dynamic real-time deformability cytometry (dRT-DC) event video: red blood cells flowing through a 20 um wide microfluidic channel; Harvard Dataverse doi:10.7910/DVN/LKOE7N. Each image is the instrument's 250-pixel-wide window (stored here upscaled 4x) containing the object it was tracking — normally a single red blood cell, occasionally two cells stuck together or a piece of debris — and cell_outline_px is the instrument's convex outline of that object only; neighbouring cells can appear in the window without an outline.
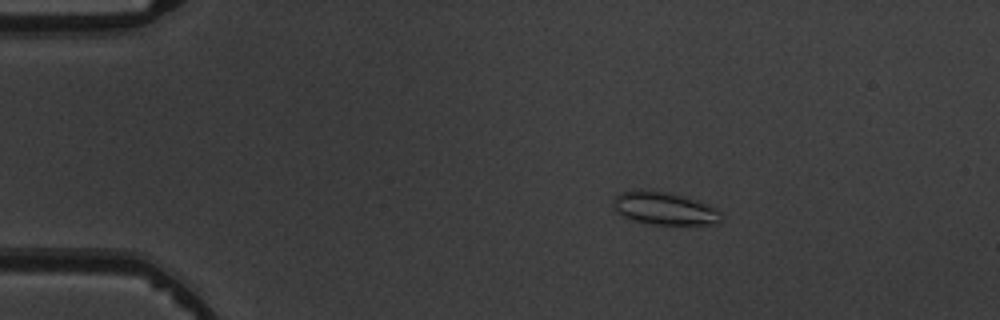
{"species": "common noctule bat (a hibernating species)", "species_latin": "Nyctalus noctula", "temperature_condition": "warm", "stored_images_in_passage": 6, "camera_frame_rate_fps": 3000, "um_per_image_px": 0.085, "animal": {"sex": "male", "body_mass_g": 19.5, "forearm_length_mm": 54.6}, "frame": {"image": 1, "passage_image": 2, "time_ms": 1.333, "image_size_px": [1000, 320], "cell_outline_px": [[724, 220], [720, 224], [652, 224], [632, 220], [620, 216], [612, 208], [612, 200], [620, 192], [640, 188], [668, 192], [684, 196], [708, 204], [716, 208], [724, 216]], "centroid_in_image_um": [56.45, 17.7], "position_along_channel_um": 28.5, "area_um2": 21.21}}
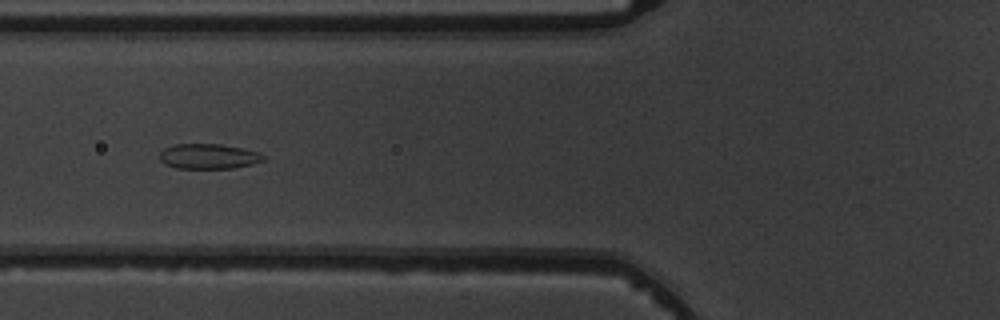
{"frame": {"image": 2, "passage_image": 5, "time_ms": 5.0, "image_size_px": [1000, 320], "cell_outline_px": [[264, 160], [252, 164], [232, 168], [176, 168], [164, 164], [160, 160], [160, 152], [164, 148], [172, 144], [220, 144], [260, 152], [264, 156]], "centroid_in_image_um": [17.69, 13.29], "position_along_channel_um": 108.1, "area_um2": 15.14}}
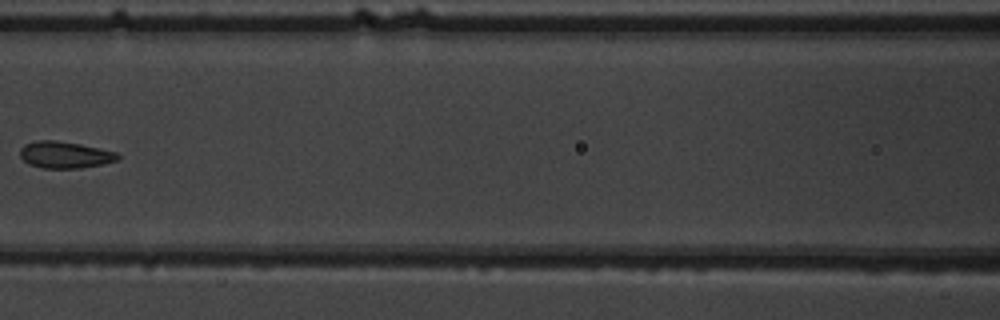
{"frame": {"image": 3, "passage_image": 6, "time_ms": 6.333, "image_size_px": [1000, 320], "cell_outline_px": [[120, 156], [116, 160], [100, 164], [80, 168], [40, 168], [28, 164], [20, 156], [20, 148], [24, 144], [36, 140], [56, 140], [80, 144], [100, 148], [116, 152]], "centroid_in_image_um": [5.46, 13.15], "position_along_channel_um": 161.1, "area_um2": 15.2}}